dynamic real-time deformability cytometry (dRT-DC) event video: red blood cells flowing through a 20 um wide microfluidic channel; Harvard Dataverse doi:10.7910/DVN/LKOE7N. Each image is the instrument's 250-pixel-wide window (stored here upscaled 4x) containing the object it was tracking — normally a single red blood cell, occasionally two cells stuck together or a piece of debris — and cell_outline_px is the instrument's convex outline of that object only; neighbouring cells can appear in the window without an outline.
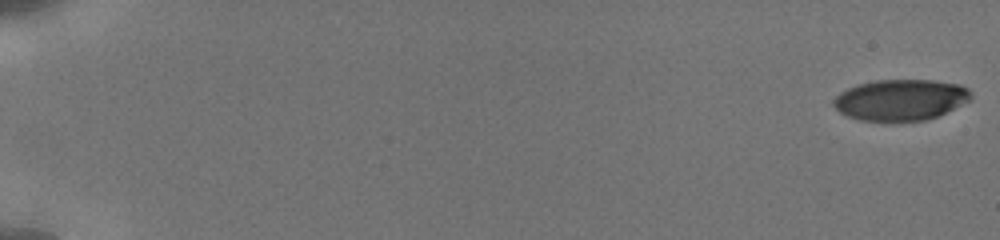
{"species": "human", "species_latin": "Homo sapiens", "temperature_condition": "cold", "stored_images_in_passage": 32, "camera_frame_rate_fps": 3000, "um_per_image_px": 0.085, "donor": {"sex": "male"}, "frame": {"image": 1, "passage_image": 1, "time_ms": 0.0, "image_size_px": [1000, 240], "cell_outline_px": [[972, 96], [968, 100], [928, 120], [892, 124], [860, 120], [848, 116], [840, 112], [832, 104], [832, 100], [840, 92], [856, 84], [876, 80], [932, 80], [960, 84], [968, 88], [972, 92]], "centroid_in_image_um": [76.5, 8.52], "position_along_channel_um": 8.5, "area_um2": 33.52}}
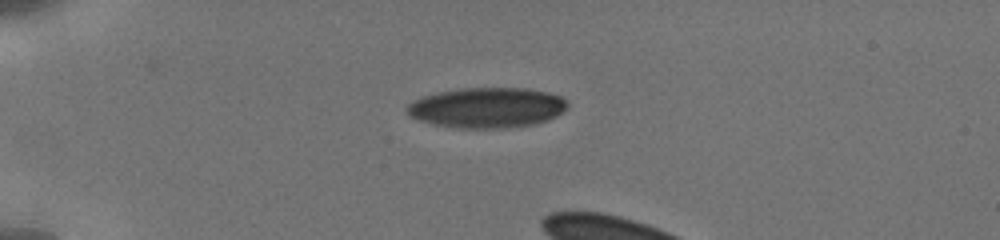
{"frame": {"image": 2, "passage_image": 24, "time_ms": 5.0, "image_size_px": [1000, 240], "cell_outline_px": [[568, 108], [556, 116], [548, 120], [536, 124], [504, 128], [460, 128], [436, 124], [420, 120], [412, 116], [404, 108], [412, 100], [420, 96], [436, 92], [460, 88], [524, 88], [544, 92], [560, 96], [568, 104]], "centroid_in_image_um": [41.38, 9.14], "position_along_channel_um": 43.6, "area_um2": 37.69}}